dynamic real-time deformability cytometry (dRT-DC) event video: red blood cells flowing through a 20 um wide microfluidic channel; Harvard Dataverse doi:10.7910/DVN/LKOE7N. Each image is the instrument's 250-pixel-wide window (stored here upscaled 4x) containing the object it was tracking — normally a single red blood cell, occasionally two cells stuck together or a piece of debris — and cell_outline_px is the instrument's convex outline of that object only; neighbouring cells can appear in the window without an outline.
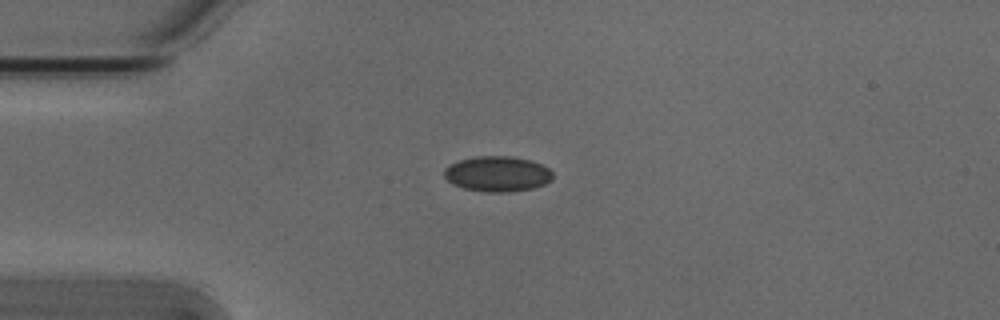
{"species": "Egyptian fruit bat (a non-hibernating species)", "species_latin": "Rousettus aegyptiacus", "temperature_condition": "cold", "stored_images_in_passage": 3, "camera_frame_rate_fps": 3000, "um_per_image_px": 0.085, "animal": {"sex": "male"}, "frame": {"image": 1, "passage_image": 1, "time_ms": 0.0, "image_size_px": [1000, 320], "cell_outline_px": [[552, 180], [544, 184], [532, 188], [508, 192], [484, 192], [464, 188], [452, 184], [444, 176], [444, 168], [460, 160], [476, 156], [512, 156], [532, 160], [548, 168], [552, 172]], "centroid_in_image_um": [42.28, 14.78], "position_along_channel_um": 42.7, "area_um2": 22.37}}
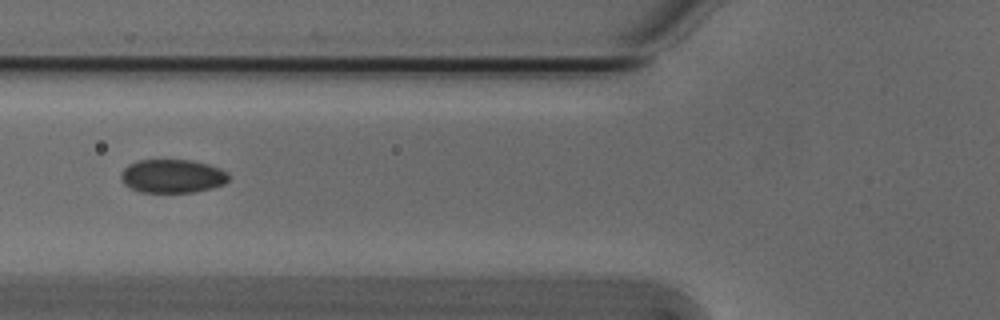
{"frame": {"image": 2, "passage_image": 3, "time_ms": 0.667, "image_size_px": [1000, 320], "cell_outline_px": [[228, 180], [224, 184], [212, 188], [192, 192], [140, 192], [124, 184], [120, 176], [124, 168], [128, 164], [140, 160], [192, 160], [208, 164], [220, 168], [228, 172]], "centroid_in_image_um": [14.66, 14.96], "position_along_channel_um": 111.1, "area_um2": 21.04}}